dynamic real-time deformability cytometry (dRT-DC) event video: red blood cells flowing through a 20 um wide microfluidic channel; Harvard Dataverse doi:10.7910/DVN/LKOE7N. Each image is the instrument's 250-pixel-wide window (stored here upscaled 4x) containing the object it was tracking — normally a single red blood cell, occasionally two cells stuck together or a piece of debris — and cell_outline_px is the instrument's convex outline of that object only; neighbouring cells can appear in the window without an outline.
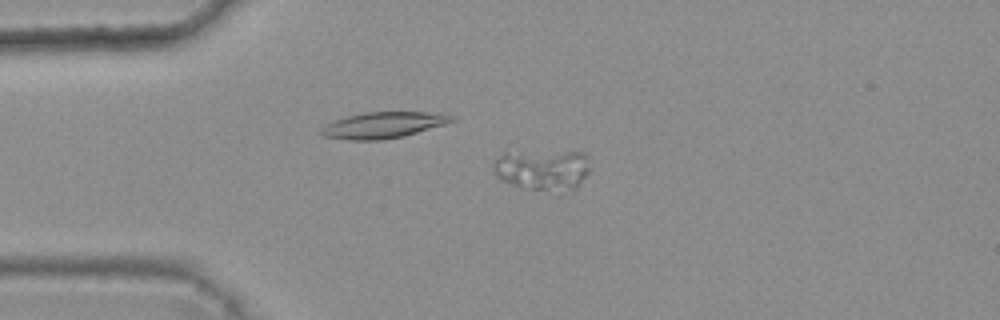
{"species": "common noctule bat (a hibernating species)", "species_latin": "Nyctalus noctula", "temperature_condition": "warm", "stored_images_in_passage": 6, "camera_frame_rate_fps": 3000, "um_per_image_px": 0.085, "animal": {"sex": "female", "body_mass_g": 25.1}, "frame": {"image": 1, "passage_image": 5, "time_ms": 1.333, "image_size_px": [1000, 320], "cell_outline_px": [[588, 172], [576, 188], [572, 192], [568, 192], [520, 188], [500, 180], [496, 176], [496, 160], [504, 152], [584, 152], [588, 156]], "centroid_in_image_um": [46.16, 14.45], "position_along_channel_um": 38.8, "area_um2": 22.95}}